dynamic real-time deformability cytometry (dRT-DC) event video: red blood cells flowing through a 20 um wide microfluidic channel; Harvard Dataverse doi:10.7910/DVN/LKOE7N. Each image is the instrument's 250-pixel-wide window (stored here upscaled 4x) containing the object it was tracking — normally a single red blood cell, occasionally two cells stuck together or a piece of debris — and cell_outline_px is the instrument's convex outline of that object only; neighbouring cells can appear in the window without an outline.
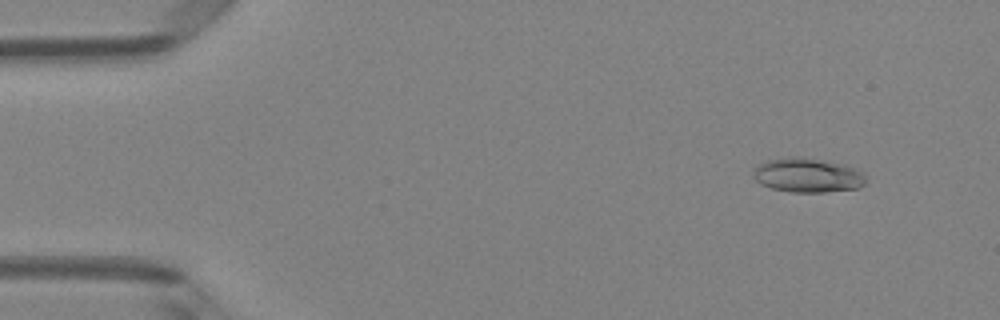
{"species": "Egyptian fruit bat (a non-hibernating species)", "species_latin": "Rousettus aegyptiacus", "temperature_condition": "room temperature", "stored_images_in_passage": 46, "camera_frame_rate_fps": 3000, "um_per_image_px": 0.085, "animal": {"sex": "female"}, "frame": {"image": 1, "passage_image": 1, "time_ms": 0.0, "image_size_px": [1000, 320], "cell_outline_px": [[864, 184], [860, 188], [824, 192], [792, 192], [772, 188], [760, 184], [752, 176], [752, 172], [756, 164], [768, 160], [792, 156], [796, 156], [844, 164], [856, 168], [864, 172]], "centroid_in_image_um": [68.62, 14.89], "position_along_channel_um": 16.4, "area_um2": 22.66}}
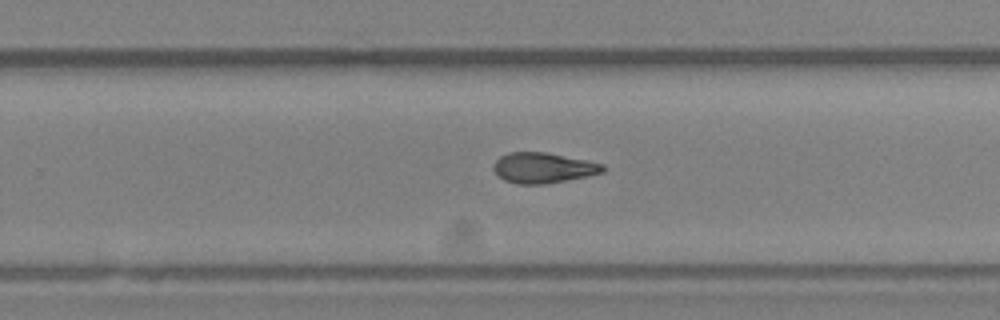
{"frame": {"image": 2, "passage_image": 28, "time_ms": 9.0, "image_size_px": [1000, 320], "cell_outline_px": [[604, 172], [588, 176], [544, 184], [516, 184], [504, 180], [496, 176], [492, 168], [492, 164], [500, 156], [508, 152], [544, 152], [604, 164]], "centroid_in_image_um": [46.1, 14.27], "position_along_channel_um": 283.7, "area_um2": 19.42}}
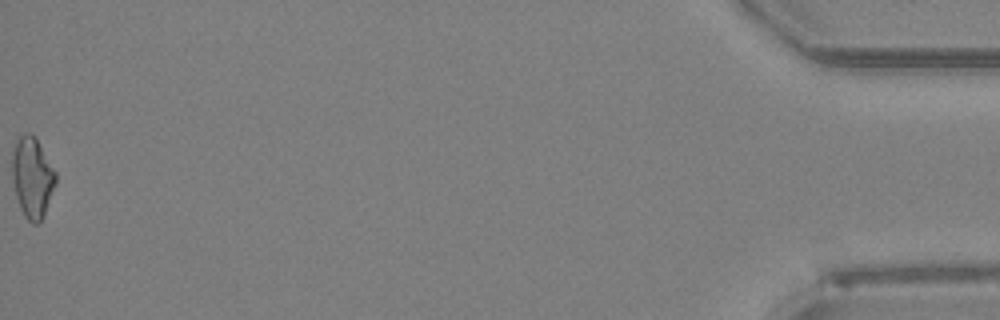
{"frame": {"image": 3, "passage_image": 46, "time_ms": 15.0, "image_size_px": [1000, 320], "cell_outline_px": [[56, 184], [44, 216], [40, 224], [32, 224], [24, 216], [20, 208], [16, 196], [12, 180], [12, 152], [16, 140], [24, 132], [32, 132], [36, 136], [56, 172]], "centroid_in_image_um": [2.75, 15.07], "position_along_channel_um": 432.5, "area_um2": 20.92}, "authors_computed_cell_mechanics": {"area_um2": 19.652, "velocity_mm_per_s": 4.1342, "shape_relaxation_time_tau1_ms": null, "shape_relaxation_time_tau2_ms": 4.6859, "deformation_change_tau1": null, "deformation_change_tau2": 0.1339}}